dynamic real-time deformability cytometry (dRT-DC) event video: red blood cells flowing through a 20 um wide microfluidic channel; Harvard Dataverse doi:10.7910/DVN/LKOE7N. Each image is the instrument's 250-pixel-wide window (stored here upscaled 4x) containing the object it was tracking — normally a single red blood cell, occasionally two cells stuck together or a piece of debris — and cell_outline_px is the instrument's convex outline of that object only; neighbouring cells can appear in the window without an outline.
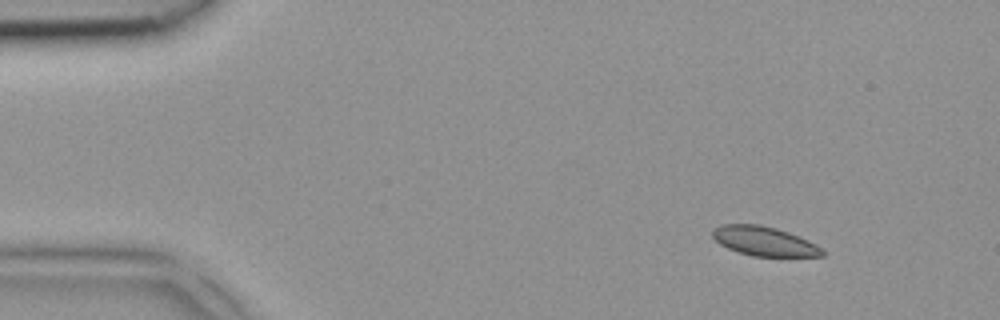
{"species": "common noctule bat (a hibernating species)", "species_latin": "Nyctalus noctula", "temperature_condition": "room temperature", "stored_images_in_passage": 4, "camera_frame_rate_fps": 3000, "um_per_image_px": 0.085, "animal": {"sex": "female", "body_mass_g": 18.4}, "frame": {"image": 1, "passage_image": 1, "time_ms": 0.0, "image_size_px": [1000, 320], "cell_outline_px": [[824, 256], [752, 256], [728, 248], [720, 244], [712, 236], [712, 232], [716, 228], [724, 224], [760, 224], [776, 228], [788, 232], [808, 240], [816, 244], [824, 252]], "centroid_in_image_um": [64.96, 20.5], "position_along_channel_um": 20.0, "area_um2": 18.5}}
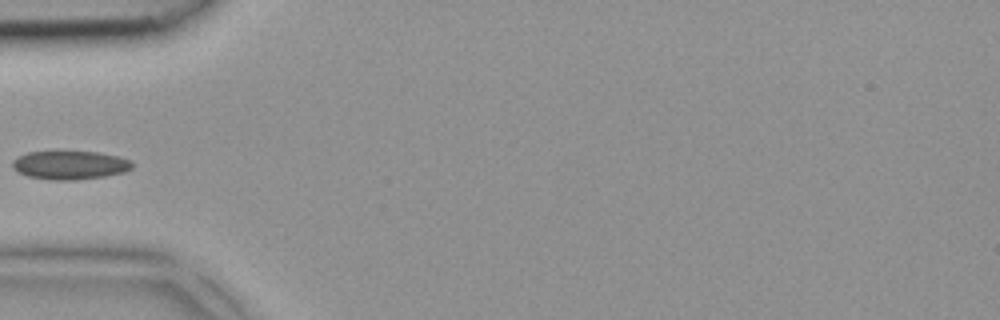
{"frame": {"image": 2, "passage_image": 4, "time_ms": 1.0, "image_size_px": [1000, 320], "cell_outline_px": [[132, 168], [124, 172], [104, 176], [76, 180], [48, 180], [28, 176], [12, 168], [12, 160], [16, 156], [28, 152], [96, 152], [116, 156], [132, 160]], "centroid_in_image_um": [5.92, 14.04], "position_along_channel_um": 79.1, "area_um2": 19.88}}